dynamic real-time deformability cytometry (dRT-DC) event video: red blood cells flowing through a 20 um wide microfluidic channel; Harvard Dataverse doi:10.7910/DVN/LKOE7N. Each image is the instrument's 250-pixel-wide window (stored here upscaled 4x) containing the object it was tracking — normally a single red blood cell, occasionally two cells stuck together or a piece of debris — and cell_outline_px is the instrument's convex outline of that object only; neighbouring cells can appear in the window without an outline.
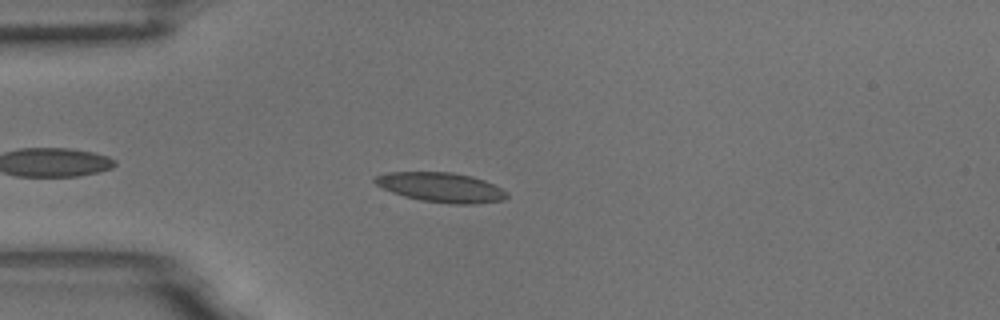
{"species": "common noctule bat (a hibernating species)", "species_latin": "Nyctalus noctula", "temperature_condition": "room temperature", "stored_images_in_passage": 10, "camera_frame_rate_fps": 3000, "um_per_image_px": 0.085, "animal": {"sex": "male", "body_mass_g": 18.8}, "frame": {"image": 1, "passage_image": 5, "time_ms": 1.333, "image_size_px": [1000, 320], "cell_outline_px": [[508, 196], [504, 200], [472, 204], [452, 204], [420, 200], [404, 196], [392, 192], [376, 184], [372, 180], [376, 176], [388, 172], [452, 172], [472, 176], [484, 180], [508, 192]], "centroid_in_image_um": [37.5, 15.92], "position_along_channel_um": 47.5, "area_um2": 22.72}}
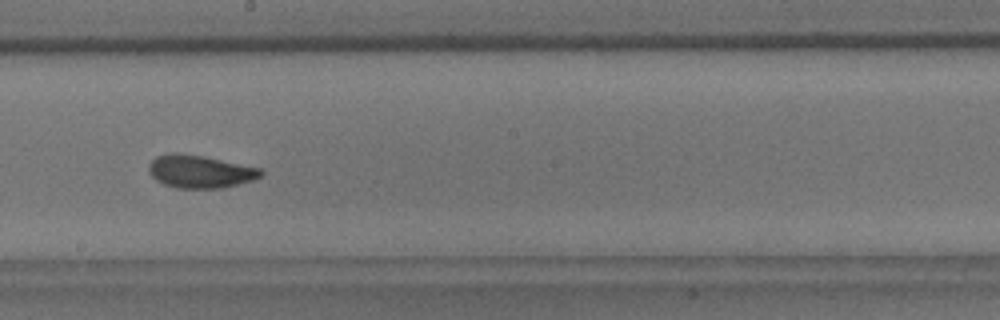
{"frame": {"image": 2, "passage_image": 10, "time_ms": 3.0, "image_size_px": [1000, 320], "cell_outline_px": [[264, 172], [260, 176], [252, 180], [224, 188], [176, 188], [164, 184], [156, 180], [148, 172], [148, 164], [156, 156], [172, 152], [176, 152], [204, 156], [260, 168]], "centroid_in_image_um": [16.97, 14.57], "position_along_channel_um": 231.2, "area_um2": 21.5}}